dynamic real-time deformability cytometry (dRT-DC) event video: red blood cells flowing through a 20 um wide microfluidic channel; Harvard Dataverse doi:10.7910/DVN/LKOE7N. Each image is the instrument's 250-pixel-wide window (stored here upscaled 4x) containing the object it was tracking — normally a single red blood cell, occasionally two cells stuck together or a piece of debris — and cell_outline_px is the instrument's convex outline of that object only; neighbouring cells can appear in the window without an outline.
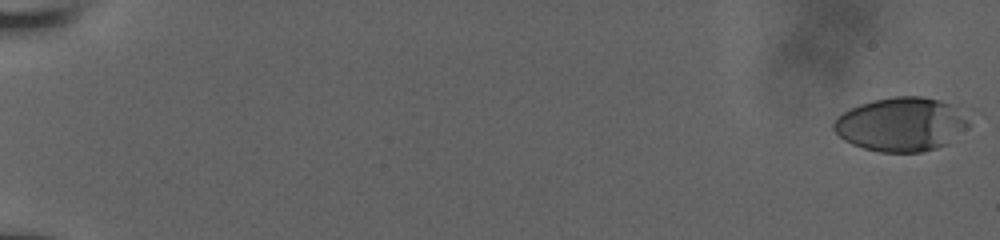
{"species": "human", "species_latin": "Homo sapiens", "temperature_condition": "room temperature", "stored_images_in_passage": 9, "camera_frame_rate_fps": 3000, "um_per_image_px": 0.085, "donor": {"sex": "male"}, "frame": {"image": 1, "passage_image": 1, "time_ms": 0.0, "image_size_px": [1000, 240], "cell_outline_px": [[984, 112], [972, 124], [948, 144], [936, 148], [920, 152], [880, 152], [864, 148], [852, 144], [844, 140], [832, 128], [832, 124], [844, 112], [860, 104], [872, 100], [896, 96], [920, 96], [940, 100], [972, 108]], "centroid_in_image_um": [76.87, 10.53], "position_along_channel_um": 8.1, "area_um2": 44.27}}